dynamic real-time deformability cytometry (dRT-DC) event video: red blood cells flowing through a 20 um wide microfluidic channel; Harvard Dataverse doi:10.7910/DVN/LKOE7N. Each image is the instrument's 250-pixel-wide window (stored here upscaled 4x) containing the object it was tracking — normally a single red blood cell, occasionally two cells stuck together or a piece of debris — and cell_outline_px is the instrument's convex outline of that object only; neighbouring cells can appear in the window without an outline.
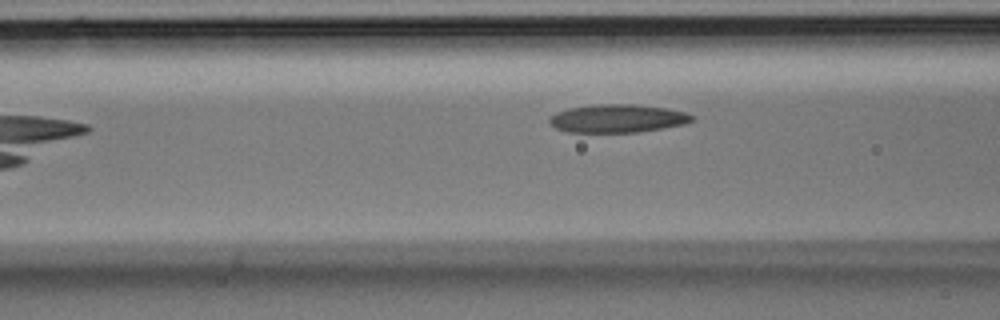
{"species": "Egyptian fruit bat (a non-hibernating species)", "species_latin": "Rousettus aegyptiacus", "temperature_condition": "room temperature", "stored_images_in_passage": 6, "camera_frame_rate_fps": 3000, "um_per_image_px": 0.085, "animal": {"sex": "male"}, "frame": {"image": 1, "passage_image": 6, "time_ms": 1.667, "image_size_px": [1000, 320], "cell_outline_px": [[696, 116], [692, 120], [684, 124], [636, 132], [568, 132], [556, 128], [548, 120], [556, 112], [568, 108], [600, 104], [636, 104], [664, 108], [684, 112]], "centroid_in_image_um": [52.48, 10.06], "position_along_channel_um": 114.1, "area_um2": 23.12}}